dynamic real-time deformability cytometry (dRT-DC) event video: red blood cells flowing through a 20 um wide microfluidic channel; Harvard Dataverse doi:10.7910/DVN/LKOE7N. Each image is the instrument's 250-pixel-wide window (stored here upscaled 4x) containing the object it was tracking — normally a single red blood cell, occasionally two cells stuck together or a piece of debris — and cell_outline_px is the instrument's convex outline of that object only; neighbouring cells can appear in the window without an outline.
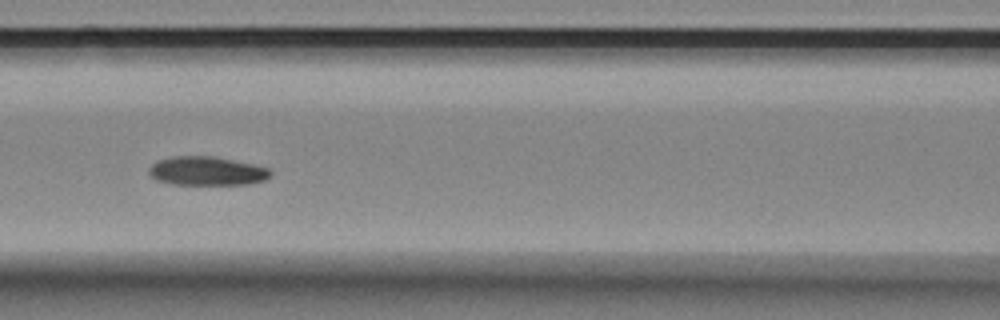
{"species": "Egyptian fruit bat (a non-hibernating species)", "species_latin": "Rousettus aegyptiacus", "temperature_condition": "room temperature", "stored_images_in_passage": 24, "camera_frame_rate_fps": 3000, "um_per_image_px": 0.085, "animal": {"sex": "female"}, "frame": {"image": 1, "passage_image": 11, "time_ms": 3.333, "image_size_px": [1000, 320], "cell_outline_px": [[272, 176], [264, 180], [248, 184], [172, 184], [156, 180], [148, 172], [148, 168], [152, 164], [160, 160], [172, 156], [212, 156], [252, 164], [268, 168], [272, 172]], "centroid_in_image_um": [17.58, 14.54], "position_along_channel_um": 149.0, "area_um2": 20.29}}
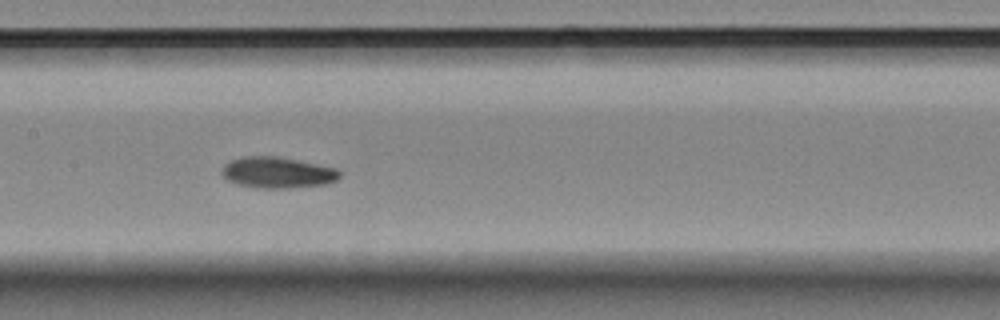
{"frame": {"image": 2, "passage_image": 14, "time_ms": 4.333, "image_size_px": [1000, 320], "cell_outline_px": [[340, 176], [336, 180], [328, 184], [288, 188], [256, 188], [236, 184], [228, 180], [220, 172], [224, 164], [232, 160], [244, 156], [276, 156], [336, 168], [340, 172]], "centroid_in_image_um": [23.56, 14.67], "position_along_channel_um": 183.8, "area_um2": 21.33}}
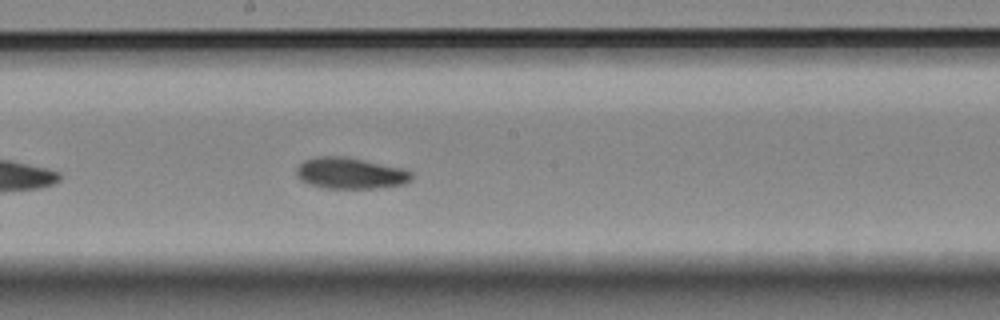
{"frame": {"image": 3, "passage_image": 17, "time_ms": 5.333, "image_size_px": [1000, 320], "cell_outline_px": [[412, 180], [404, 184], [376, 188], [324, 188], [308, 184], [300, 180], [296, 176], [296, 168], [304, 160], [316, 156], [348, 156], [400, 168], [412, 172]], "centroid_in_image_um": [29.74, 14.72], "position_along_channel_um": 218.5, "area_um2": 21.1}}